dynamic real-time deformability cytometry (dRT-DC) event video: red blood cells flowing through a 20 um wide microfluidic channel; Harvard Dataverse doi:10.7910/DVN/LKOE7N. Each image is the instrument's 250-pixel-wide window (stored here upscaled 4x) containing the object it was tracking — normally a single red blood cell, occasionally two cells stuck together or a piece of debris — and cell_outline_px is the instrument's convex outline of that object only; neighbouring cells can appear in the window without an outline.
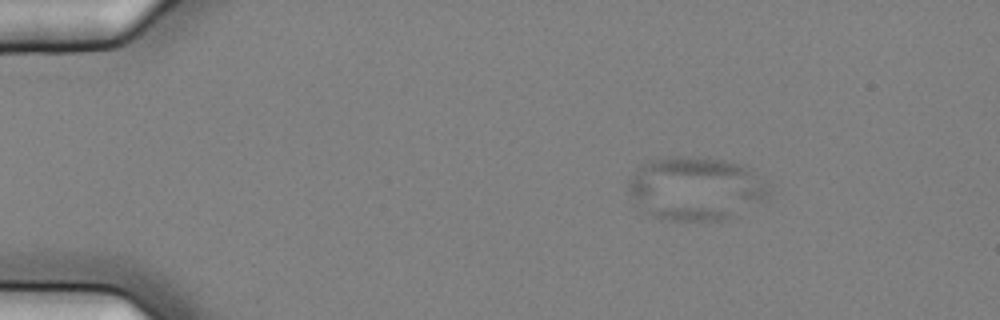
{"species": "common noctule bat (a hibernating species)", "species_latin": "Nyctalus noctula", "temperature_condition": "cold", "stored_images_in_passage": 59, "camera_frame_rate_fps": 3000, "um_per_image_px": 0.085, "animal": {"sex": "female", "body_mass_g": 25.1}, "frame": {"image": 1, "passage_image": 11, "time_ms": 3.333, "image_size_px": [1000, 320], "cell_outline_px": [[772, 196], [768, 200], [732, 216], [720, 220], [668, 220], [652, 216], [644, 212], [636, 204], [628, 192], [628, 180], [636, 168], [640, 164], [648, 160], [672, 156], [680, 156], [724, 160], [744, 164], [752, 168], [768, 184]], "centroid_in_image_um": [59.16, 16.01], "position_along_channel_um": 25.8, "area_um2": 52.71}}
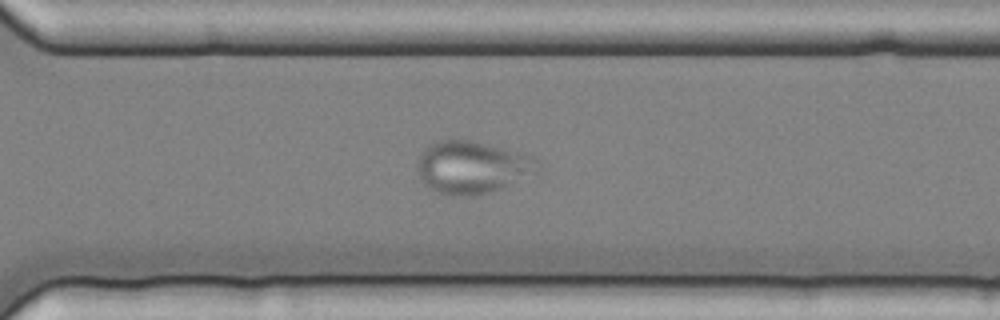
{"frame": {"image": 2, "passage_image": 43, "time_ms": 14.0, "image_size_px": [1000, 320], "cell_outline_px": [[540, 176], [488, 192], [472, 196], [448, 196], [436, 192], [428, 188], [420, 180], [416, 172], [416, 164], [424, 148], [428, 144], [436, 140], [468, 140], [520, 152], [532, 156], [540, 160]], "centroid_in_image_um": [40.18, 14.25], "position_along_channel_um": 330.4, "area_um2": 37.92}}
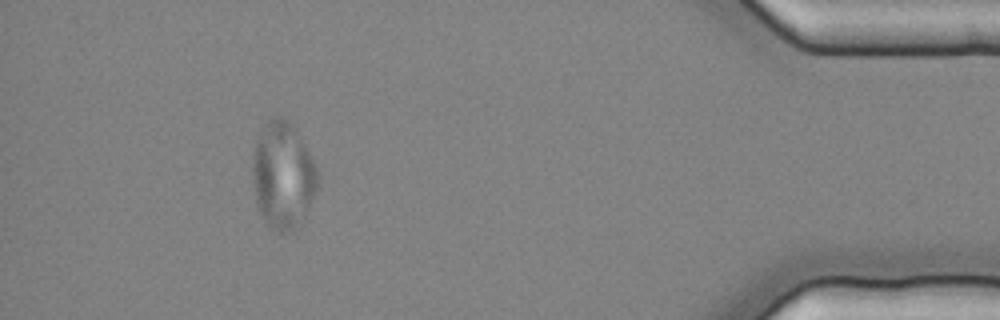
{"frame": {"image": 3, "passage_image": 54, "time_ms": 17.667, "image_size_px": [1000, 320], "cell_outline_px": [[320, 184], [308, 208], [292, 232], [276, 232], [268, 228], [264, 224], [256, 204], [252, 180], [252, 152], [256, 140], [260, 132], [268, 120], [276, 116], [280, 116], [296, 128], [316, 164], [320, 172]], "centroid_in_image_um": [24.04, 14.92], "position_along_channel_um": 411.2, "area_um2": 41.33}}